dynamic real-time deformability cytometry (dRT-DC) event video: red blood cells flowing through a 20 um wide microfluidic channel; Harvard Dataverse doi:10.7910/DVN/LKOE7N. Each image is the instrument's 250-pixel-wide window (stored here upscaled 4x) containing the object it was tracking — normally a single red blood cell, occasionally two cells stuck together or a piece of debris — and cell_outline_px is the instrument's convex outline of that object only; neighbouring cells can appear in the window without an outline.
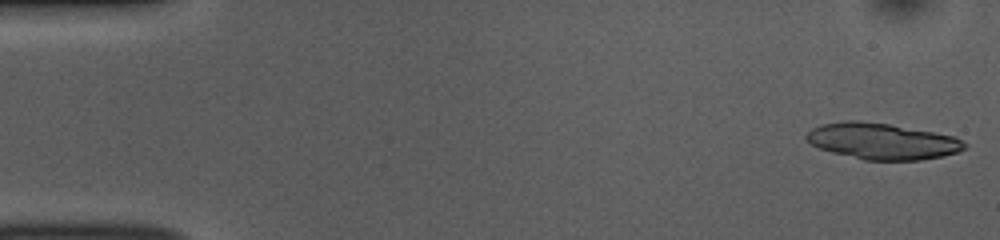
{"species": "common noctule bat (a hibernating species)", "species_latin": "Nyctalus noctula", "temperature_condition": "room temperature", "stored_images_in_passage": 51, "camera_frame_rate_fps": 3000, "um_per_image_px": 0.085, "animal": {"sex": "female", "body_mass_g": 10.0, "forearm_length_mm": 53.1}, "frame": {"image": 1, "passage_image": 1, "time_ms": 0.0, "image_size_px": [1000, 240], "cell_outline_px": [[968, 144], [964, 148], [956, 152], [944, 156], [920, 160], [864, 160], [832, 152], [820, 148], [812, 144], [804, 136], [812, 128], [820, 124], [844, 120], [860, 120], [888, 124], [956, 136]], "centroid_in_image_um": [74.99, 12.0], "position_along_channel_um": 10.0, "area_um2": 33.35}}
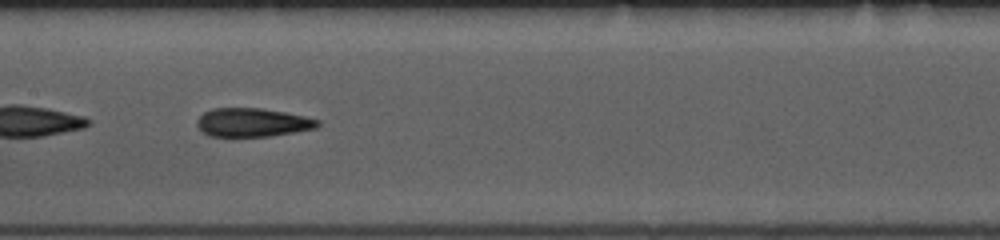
{"frame": {"image": 2, "passage_image": 25, "time_ms": 8.0, "image_size_px": [1000, 240], "cell_outline_px": [[320, 124], [316, 128], [268, 136], [208, 136], [196, 124], [196, 120], [204, 112], [212, 108], [260, 108], [284, 112], [304, 116], [320, 120]], "centroid_in_image_um": [21.44, 10.4], "position_along_channel_um": 186.0, "area_um2": 19.94}}
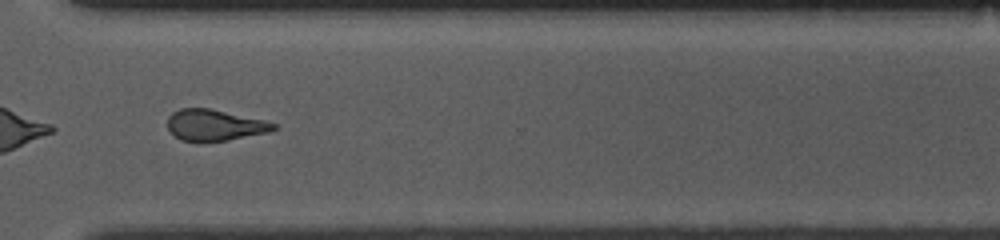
{"frame": {"image": 3, "passage_image": 38, "time_ms": 12.333, "image_size_px": [1000, 240], "cell_outline_px": [[276, 128], [268, 132], [228, 140], [180, 140], [168, 128], [168, 116], [172, 112], [180, 108], [208, 108], [264, 120], [276, 124]], "centroid_in_image_um": [18.23, 10.61], "position_along_channel_um": 352.4, "area_um2": 18.79}, "authors_computed_cell_mechanics": {"area_um2": 20.8658, "velocity_mm_per_s": 3.8523, "shape_relaxation_time_tau1_ms": 4.107, "shape_relaxation_time_tau2_ms": 2.598, "deformation_change_tau1": 0.1576, "deformation_change_tau2": 0.1157}}